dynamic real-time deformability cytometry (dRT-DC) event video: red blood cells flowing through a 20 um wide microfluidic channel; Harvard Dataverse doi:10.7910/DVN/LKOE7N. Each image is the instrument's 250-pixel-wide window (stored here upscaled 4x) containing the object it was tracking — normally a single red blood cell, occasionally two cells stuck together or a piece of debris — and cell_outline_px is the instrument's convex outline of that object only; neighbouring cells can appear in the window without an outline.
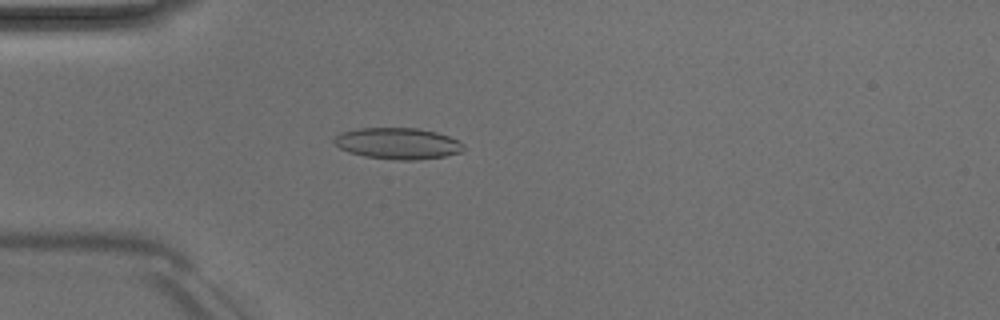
{"species": "Egyptian fruit bat (a non-hibernating species)", "species_latin": "Rousettus aegyptiacus", "temperature_condition": "room temperature", "stored_images_in_passage": 50, "camera_frame_rate_fps": 3000, "um_per_image_px": 0.085, "animal": {"sex": "male"}, "frame": {"image": 1, "passage_image": 14, "time_ms": 4.333, "image_size_px": [1000, 320], "cell_outline_px": [[464, 148], [460, 152], [444, 156], [416, 160], [400, 160], [364, 156], [348, 152], [340, 148], [332, 140], [340, 132], [356, 128], [416, 128], [436, 132], [448, 136], [464, 144]], "centroid_in_image_um": [33.78, 12.19], "position_along_channel_um": 51.2, "area_um2": 23.52}}
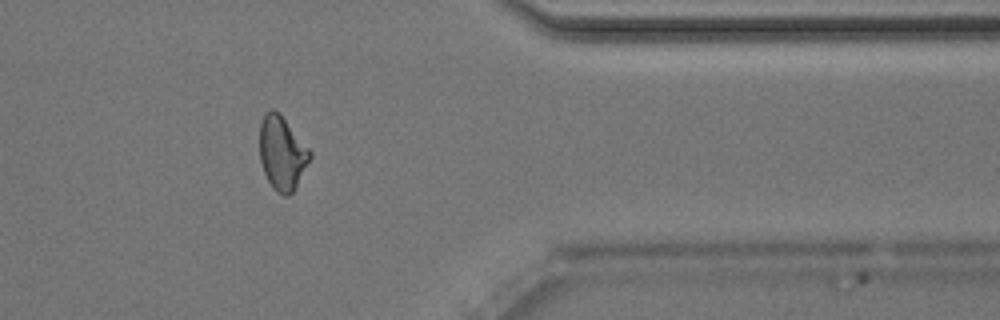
{"frame": {"image": 2, "passage_image": 41, "time_ms": 13.333, "image_size_px": [1000, 320], "cell_outline_px": [[312, 156], [292, 192], [288, 196], [284, 196], [276, 192], [272, 188], [264, 172], [260, 160], [260, 124], [264, 112], [272, 108], [280, 112], [312, 152]], "centroid_in_image_um": [23.96, 12.97], "position_along_channel_um": 387.4, "area_um2": 21.68}}
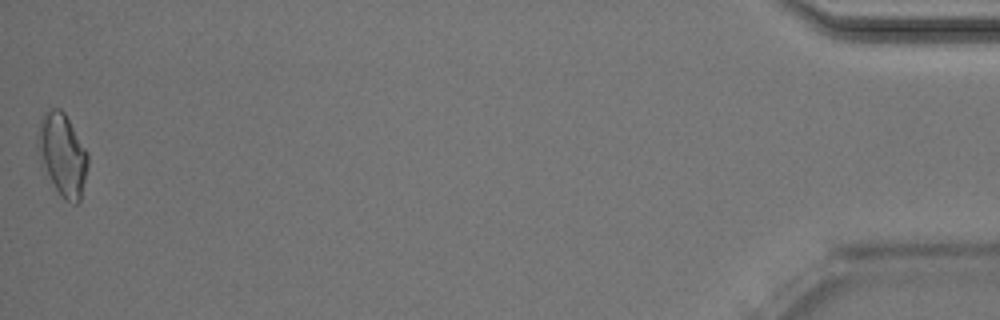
{"frame": {"image": 3, "passage_image": 50, "time_ms": 16.333, "image_size_px": [1000, 320], "cell_outline_px": [[88, 164], [80, 200], [76, 204], [72, 204], [64, 200], [60, 196], [40, 164], [36, 148], [36, 136], [40, 120], [44, 112], [52, 108], [60, 108], [64, 112], [88, 152]], "centroid_in_image_um": [5.27, 13.14], "position_along_channel_um": 429.9, "area_um2": 24.45}, "authors_computed_cell_mechanics": {"area_um2": 22.0218, "velocity_mm_per_s": 4.0342, "shape_relaxation_time_tau1_ms": 5.2422, "shape_relaxation_time_tau2_ms": 2.2989, "deformation_change_tau1": 0.1545, "deformation_change_tau2": 0.0885}}